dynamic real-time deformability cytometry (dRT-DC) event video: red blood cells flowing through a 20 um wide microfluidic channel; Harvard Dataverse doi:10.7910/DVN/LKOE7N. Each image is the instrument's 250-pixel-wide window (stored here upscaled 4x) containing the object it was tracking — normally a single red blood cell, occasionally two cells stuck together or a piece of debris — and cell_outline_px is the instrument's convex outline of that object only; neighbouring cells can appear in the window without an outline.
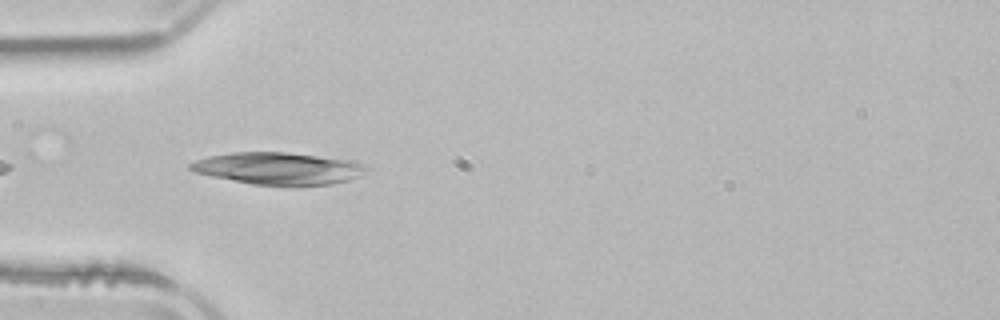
{"species": "common noctule bat (a hibernating species)", "species_latin": "Nyctalus noctula", "temperature_condition": "room temperature", "stored_images_in_passage": 5, "camera_frame_rate_fps": 3000, "um_per_image_px": 0.085, "animal": {"sex": "male", "body_mass_g": 21.5, "forearm_length_mm": 52.0}, "frame": {"image": 1, "passage_image": 4, "time_ms": 5.667, "image_size_px": [1000, 320], "cell_outline_px": [[368, 168], [360, 176], [348, 180], [332, 184], [300, 188], [292, 188], [252, 184], [192, 172], [188, 168], [188, 164], [196, 160], [208, 156], [232, 152], [288, 152], [356, 160], [364, 164]], "centroid_in_image_um": [23.71, 14.34], "position_along_channel_um": 61.3, "area_um2": 34.04}}
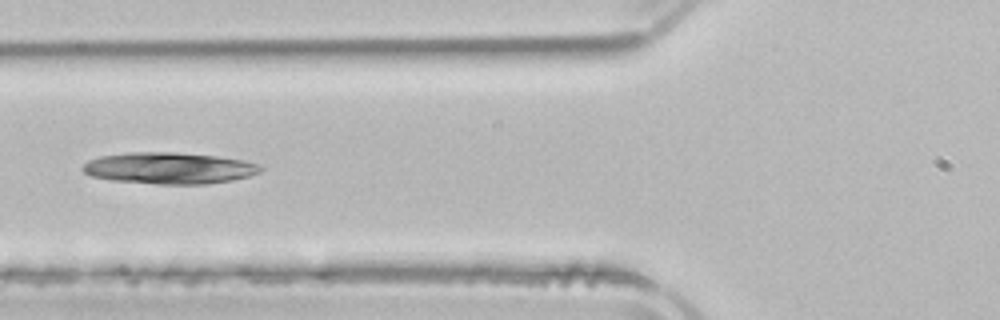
{"frame": {"image": 2, "passage_image": 5, "time_ms": 7.0, "image_size_px": [1000, 320], "cell_outline_px": [[264, 168], [260, 172], [248, 176], [232, 180], [204, 184], [156, 184], [112, 180], [92, 176], [84, 172], [80, 168], [88, 160], [100, 156], [128, 152], [176, 152], [216, 156], [240, 160], [260, 164]], "centroid_in_image_um": [14.36, 14.29], "position_along_channel_um": 111.4, "area_um2": 32.6}}